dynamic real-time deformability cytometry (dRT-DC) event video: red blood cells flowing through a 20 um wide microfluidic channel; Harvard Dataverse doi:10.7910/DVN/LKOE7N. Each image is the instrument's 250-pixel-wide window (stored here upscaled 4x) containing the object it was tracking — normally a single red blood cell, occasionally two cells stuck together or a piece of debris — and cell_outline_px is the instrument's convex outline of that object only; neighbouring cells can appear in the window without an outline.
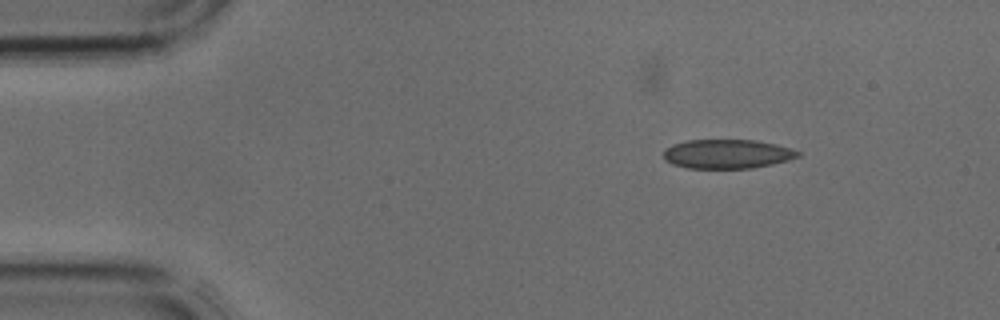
{"species": "common noctule bat (a hibernating species)", "species_latin": "Nyctalus noctula", "temperature_condition": "cold", "stored_images_in_passage": 3, "camera_frame_rate_fps": 3000, "um_per_image_px": 0.085, "animal": {"sex": "male", "body_mass_g": 17.9, "forearm_length_mm": 54.2}, "frame": {"image": 1, "passage_image": 1, "time_ms": 0.0, "image_size_px": [1000, 320], "cell_outline_px": [[800, 156], [788, 160], [772, 164], [752, 168], [688, 168], [672, 164], [664, 160], [664, 148], [672, 144], [688, 140], [756, 140], [776, 144], [792, 148], [800, 152]], "centroid_in_image_um": [61.8, 13.08], "position_along_channel_um": 23.2, "area_um2": 22.95}}
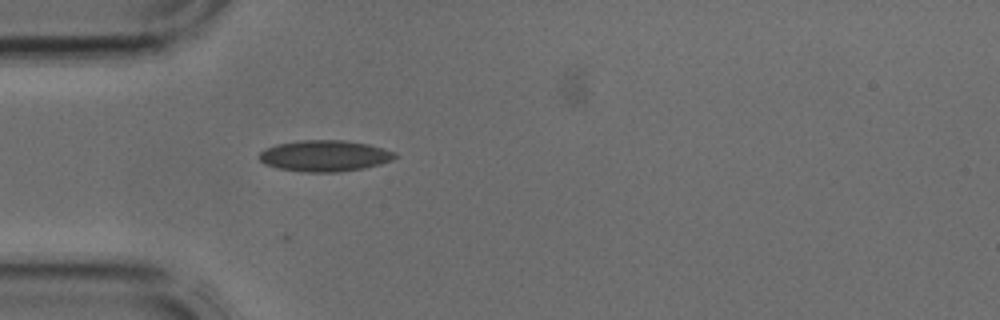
{"frame": {"image": 2, "passage_image": 3, "time_ms": 0.667, "image_size_px": [1000, 320], "cell_outline_px": [[396, 156], [392, 160], [380, 164], [364, 168], [336, 172], [304, 172], [276, 168], [264, 164], [256, 156], [260, 152], [276, 144], [296, 140], [344, 140], [368, 144], [384, 148], [396, 152]], "centroid_in_image_um": [27.57, 13.24], "position_along_channel_um": 57.4, "area_um2": 24.85}}